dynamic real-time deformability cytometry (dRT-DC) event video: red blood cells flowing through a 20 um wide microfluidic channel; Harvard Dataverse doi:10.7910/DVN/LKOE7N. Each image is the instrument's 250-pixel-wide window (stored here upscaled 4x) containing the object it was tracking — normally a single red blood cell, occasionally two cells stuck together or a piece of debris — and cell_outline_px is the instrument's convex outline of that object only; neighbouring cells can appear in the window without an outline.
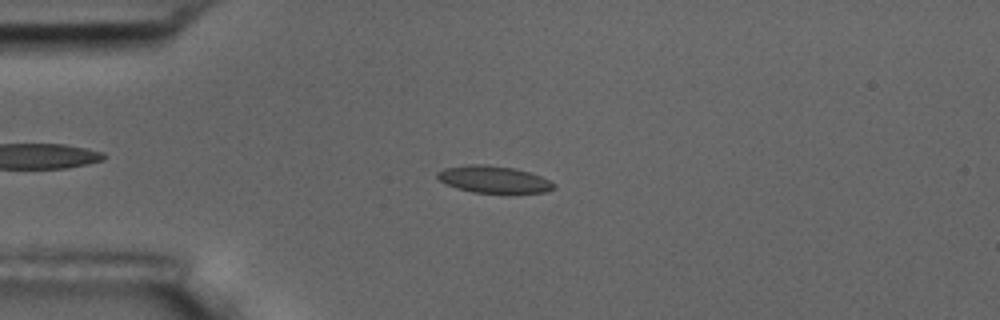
{"species": "common noctule bat (a hibernating species)", "species_latin": "Nyctalus noctula", "temperature_condition": "room temperature", "stored_images_in_passage": 5, "camera_frame_rate_fps": 3000, "um_per_image_px": 0.085, "animal": {"sex": "male", "body_mass_g": 17.5, "forearm_length_mm": 52.3}, "frame": {"image": 1, "passage_image": 4, "time_ms": 3.333, "image_size_px": [1000, 320], "cell_outline_px": [[556, 188], [548, 192], [472, 192], [456, 188], [444, 184], [436, 176], [436, 172], [444, 168], [468, 164], [484, 164], [512, 168], [528, 172], [540, 176], [556, 184]], "centroid_in_image_um": [41.92, 15.24], "position_along_channel_um": 43.1, "area_um2": 18.21}}